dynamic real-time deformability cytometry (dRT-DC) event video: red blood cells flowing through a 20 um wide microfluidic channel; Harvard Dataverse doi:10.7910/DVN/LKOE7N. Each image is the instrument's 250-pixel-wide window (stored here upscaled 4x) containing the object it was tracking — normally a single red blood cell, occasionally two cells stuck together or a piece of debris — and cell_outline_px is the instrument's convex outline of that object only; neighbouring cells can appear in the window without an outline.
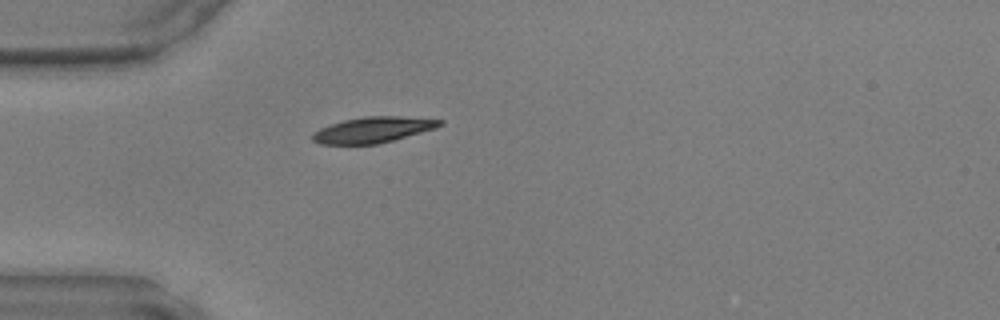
{"species": "common noctule bat (a hibernating species)", "species_latin": "Nyctalus noctula", "temperature_condition": "warm", "stored_images_in_passage": 35, "camera_frame_rate_fps": 3000, "um_per_image_px": 0.085, "animal": {"sex": "male", "body_mass_g": 17.9, "forearm_length_mm": 54.2}, "frame": {"image": 1, "passage_image": 1, "time_ms": 0.0, "image_size_px": [1000, 320], "cell_outline_px": [[444, 124], [436, 128], [392, 140], [376, 144], [320, 144], [312, 140], [312, 136], [320, 128], [344, 120], [364, 116], [400, 116], [444, 120]], "centroid_in_image_um": [31.73, 11.02], "position_along_channel_um": 53.3, "area_um2": 18.9}}
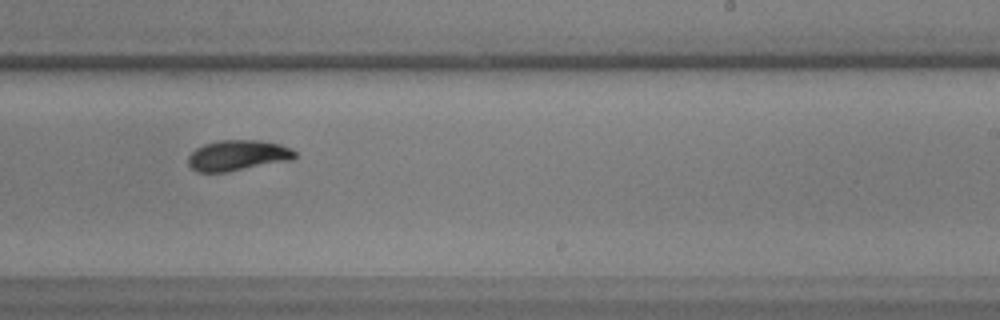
{"frame": {"image": 2, "passage_image": 17, "time_ms": 5.333, "image_size_px": [1000, 320], "cell_outline_px": [[296, 156], [292, 160], [228, 172], [196, 172], [188, 164], [188, 156], [196, 148], [204, 144], [220, 140], [260, 140], [280, 144], [292, 148], [296, 152]], "centroid_in_image_um": [20.22, 13.21], "position_along_channel_um": 268.8, "area_um2": 19.19}}
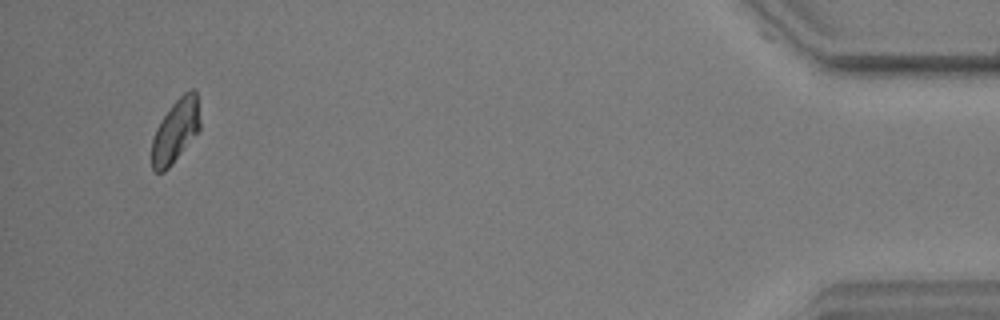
{"frame": {"image": 3, "passage_image": 33, "time_ms": 10.667, "image_size_px": [1000, 320], "cell_outline_px": [[200, 128], [172, 164], [164, 172], [156, 172], [152, 168], [152, 140], [156, 128], [160, 120], [172, 104], [184, 92], [192, 88], [196, 88], [200, 120]], "centroid_in_image_um": [14.92, 11.09], "position_along_channel_um": 420.3, "area_um2": 17.69}}